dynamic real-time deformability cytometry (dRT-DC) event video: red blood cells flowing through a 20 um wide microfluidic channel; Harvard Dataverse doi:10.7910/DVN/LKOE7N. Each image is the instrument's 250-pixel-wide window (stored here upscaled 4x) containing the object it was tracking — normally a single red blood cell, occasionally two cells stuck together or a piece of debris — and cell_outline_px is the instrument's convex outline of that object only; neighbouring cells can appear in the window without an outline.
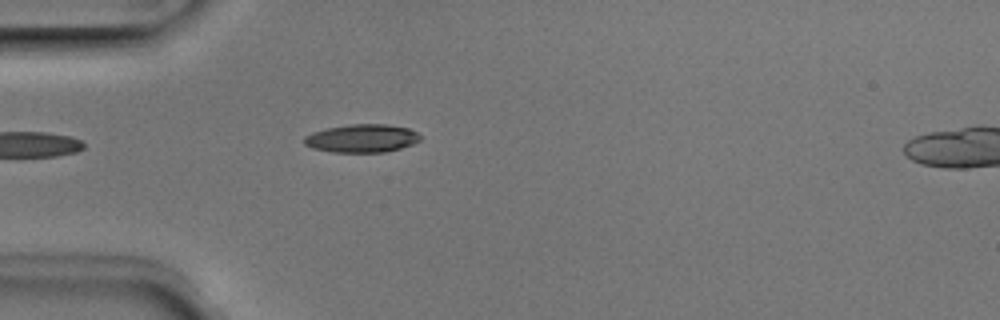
{"species": "Egyptian fruit bat (a non-hibernating species)", "species_latin": "Rousettus aegyptiacus", "temperature_condition": "room temperature", "stored_images_in_passage": 5, "camera_frame_rate_fps": 3000, "um_per_image_px": 0.085, "animal": {"sex": "male"}, "frame": {"image": 1, "passage_image": 4, "time_ms": 1.0, "image_size_px": [1000, 320], "cell_outline_px": [[420, 140], [412, 144], [400, 148], [384, 152], [332, 152], [312, 148], [304, 144], [304, 136], [312, 132], [328, 128], [352, 124], [384, 124], [408, 128], [416, 132], [420, 136]], "centroid_in_image_um": [30.74, 11.76], "position_along_channel_um": 54.3, "area_um2": 18.9}}